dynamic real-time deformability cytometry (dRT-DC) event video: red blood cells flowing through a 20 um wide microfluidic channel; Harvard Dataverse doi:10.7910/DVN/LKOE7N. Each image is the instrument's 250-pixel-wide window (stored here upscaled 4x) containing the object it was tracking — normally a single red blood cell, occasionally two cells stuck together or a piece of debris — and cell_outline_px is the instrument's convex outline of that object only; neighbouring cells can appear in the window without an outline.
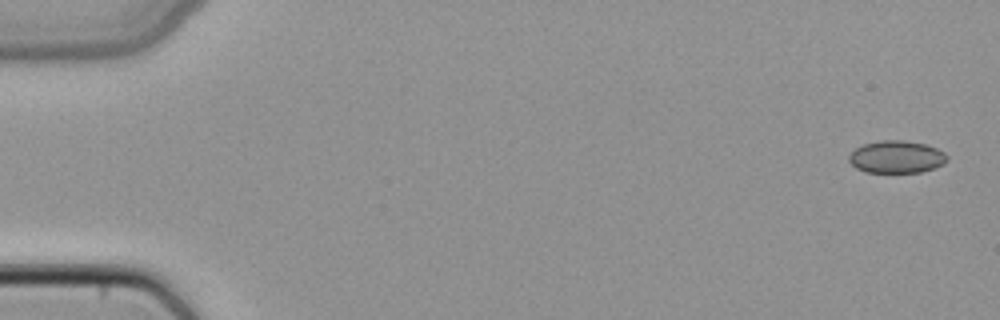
{"species": "common noctule bat (a hibernating species)", "species_latin": "Nyctalus noctula", "temperature_condition": "cold", "stored_images_in_passage": 6, "camera_frame_rate_fps": 3000, "um_per_image_px": 0.085, "animal": {"sex": "female", "body_mass_g": 22.7, "forearm_length_mm": 54.2}, "frame": {"image": 1, "passage_image": 1, "time_ms": 0.0, "image_size_px": [1000, 320], "cell_outline_px": [[948, 160], [944, 164], [920, 172], [864, 172], [856, 168], [848, 160], [848, 156], [856, 148], [864, 144], [880, 140], [900, 140], [928, 144], [944, 152], [948, 156]], "centroid_in_image_um": [76.21, 13.33], "position_along_channel_um": 8.8, "area_um2": 18.55}}
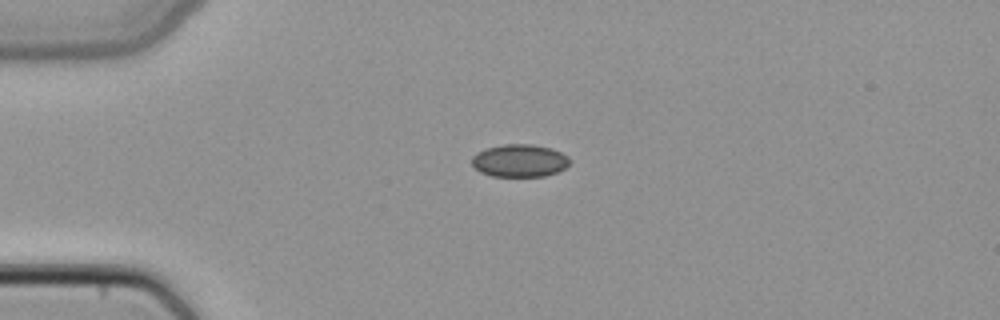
{"frame": {"image": 2, "passage_image": 4, "time_ms": 1.0, "image_size_px": [1000, 320], "cell_outline_px": [[572, 160], [564, 168], [556, 172], [544, 176], [492, 176], [480, 172], [472, 164], [472, 156], [476, 152], [484, 148], [504, 144], [532, 144], [552, 148], [568, 156]], "centroid_in_image_um": [44.15, 13.64], "position_along_channel_um": 40.8, "area_um2": 18.73}}
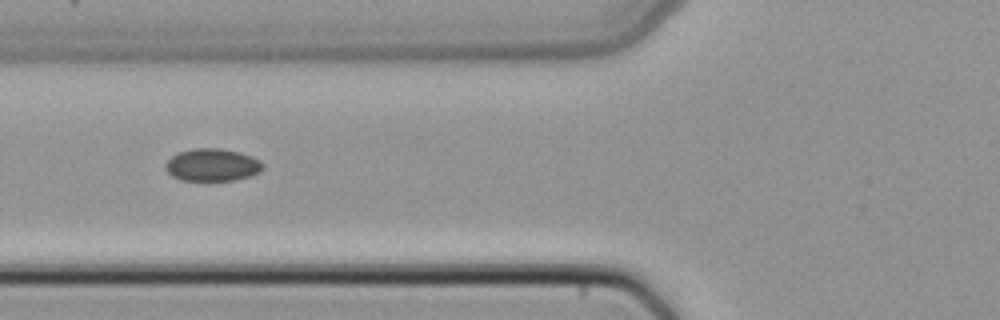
{"frame": {"image": 3, "passage_image": 6, "time_ms": 1.667, "image_size_px": [1000, 320], "cell_outline_px": [[264, 168], [260, 172], [236, 180], [180, 180], [172, 176], [164, 168], [164, 164], [176, 152], [192, 148], [220, 148], [240, 152], [252, 156], [260, 160], [264, 164]], "centroid_in_image_um": [18.04, 14.0], "position_along_channel_um": 107.8, "area_um2": 18.67}}